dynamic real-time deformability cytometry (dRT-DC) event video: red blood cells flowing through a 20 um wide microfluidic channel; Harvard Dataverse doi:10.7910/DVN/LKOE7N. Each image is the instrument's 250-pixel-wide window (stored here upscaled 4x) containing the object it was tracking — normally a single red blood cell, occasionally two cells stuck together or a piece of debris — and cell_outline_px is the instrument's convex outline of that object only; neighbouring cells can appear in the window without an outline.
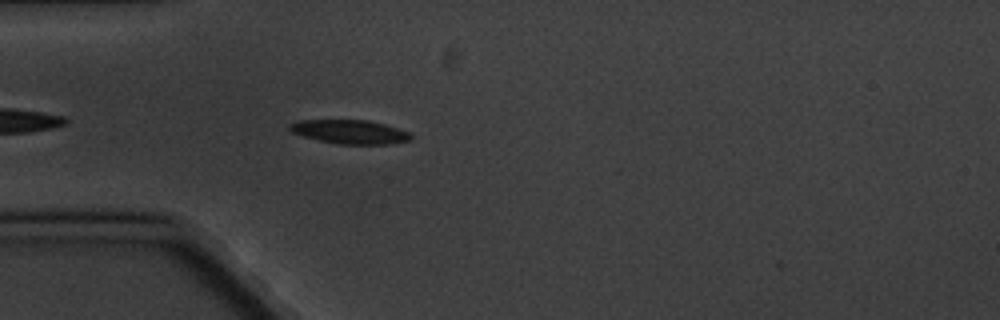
{"species": "common noctule bat (a hibernating species)", "species_latin": "Nyctalus noctula", "temperature_condition": "cold", "stored_images_in_passage": 4, "camera_frame_rate_fps": 3000, "um_per_image_px": 0.085, "animal": {"sex": "male", "body_mass_g": 20.1, "forearm_length_mm": 53.5}, "frame": {"image": 1, "passage_image": 4, "time_ms": 3.667, "image_size_px": [1000, 320], "cell_outline_px": [[412, 140], [388, 144], [336, 144], [304, 136], [292, 132], [288, 128], [288, 124], [300, 120], [368, 120], [384, 124], [408, 132], [412, 136]], "centroid_in_image_um": [29.73, 11.2], "position_along_channel_um": 55.3, "area_um2": 16.76}}